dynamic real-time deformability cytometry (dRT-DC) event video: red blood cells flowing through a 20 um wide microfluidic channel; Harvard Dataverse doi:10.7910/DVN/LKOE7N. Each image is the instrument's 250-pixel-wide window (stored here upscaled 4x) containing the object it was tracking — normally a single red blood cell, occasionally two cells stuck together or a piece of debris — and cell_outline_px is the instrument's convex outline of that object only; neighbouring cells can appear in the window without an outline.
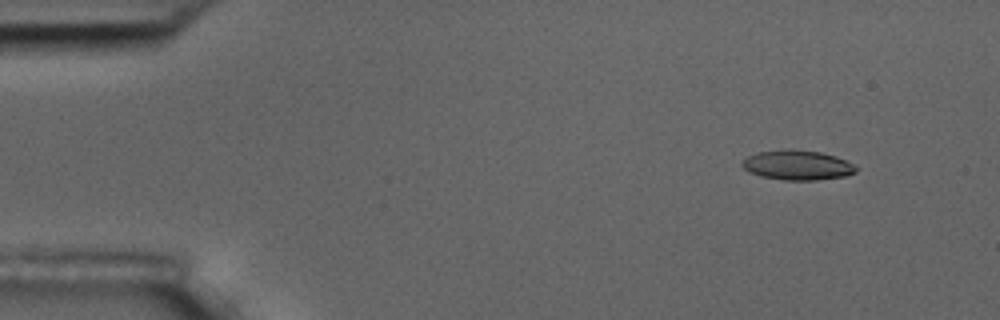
{"species": "common noctule bat (a hibernating species)", "species_latin": "Nyctalus noctula", "temperature_condition": "room temperature", "stored_images_in_passage": 5, "camera_frame_rate_fps": 3000, "um_per_image_px": 0.085, "animal": {"sex": "male", "body_mass_g": 17.5, "forearm_length_mm": 52.3}, "frame": {"image": 1, "passage_image": 2, "time_ms": 1.333, "image_size_px": [1000, 320], "cell_outline_px": [[856, 172], [848, 176], [816, 180], [784, 180], [760, 176], [748, 172], [740, 164], [748, 156], [756, 152], [788, 148], [820, 152], [836, 156], [852, 164], [856, 168]], "centroid_in_image_um": [67.75, 14.03], "position_along_channel_um": 17.2, "area_um2": 19.88}}
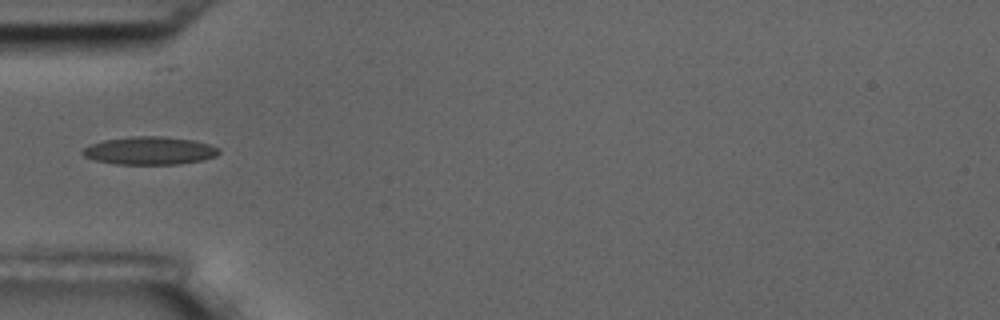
{"frame": {"image": 2, "passage_image": 5, "time_ms": 5.667, "image_size_px": [1000, 320], "cell_outline_px": [[220, 152], [216, 156], [204, 160], [180, 164], [116, 164], [96, 160], [84, 156], [80, 152], [84, 148], [92, 144], [104, 140], [132, 136], [160, 136], [192, 140], [208, 144], [220, 148]], "centroid_in_image_um": [12.74, 12.81], "position_along_channel_um": 72.3, "area_um2": 22.14}}